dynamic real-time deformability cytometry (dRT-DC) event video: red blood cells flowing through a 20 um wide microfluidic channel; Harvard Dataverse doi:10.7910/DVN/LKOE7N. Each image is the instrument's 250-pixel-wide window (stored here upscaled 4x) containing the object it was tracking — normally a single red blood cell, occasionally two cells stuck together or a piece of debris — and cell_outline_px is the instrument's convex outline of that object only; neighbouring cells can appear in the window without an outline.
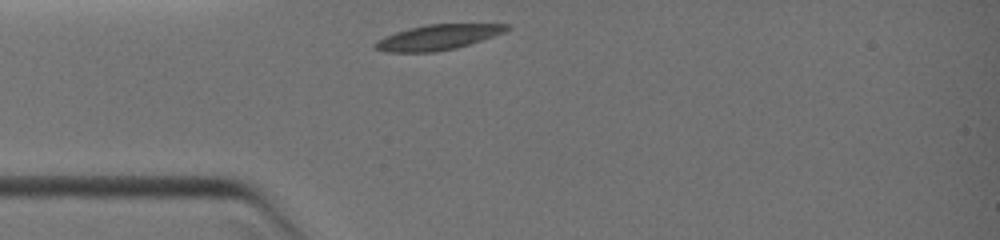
{"species": "common noctule bat (a hibernating species)", "species_latin": "Nyctalus noctula", "temperature_condition": "warm", "stored_images_in_passage": 2, "camera_frame_rate_fps": 3000, "um_per_image_px": 0.085, "animal": {"sex": "female", "body_mass_g": 19.0, "forearm_length_mm": 51.5}, "frame": {"image": 1, "passage_image": 1, "time_ms": 0.0, "image_size_px": [1000, 240], "cell_outline_px": [[512, 24], [504, 32], [456, 48], [436, 52], [384, 52], [372, 48], [372, 44], [376, 40], [384, 36], [408, 28], [428, 24]], "centroid_in_image_um": [37.12, 3.17], "position_along_channel_um": 47.9, "area_um2": 19.31}}